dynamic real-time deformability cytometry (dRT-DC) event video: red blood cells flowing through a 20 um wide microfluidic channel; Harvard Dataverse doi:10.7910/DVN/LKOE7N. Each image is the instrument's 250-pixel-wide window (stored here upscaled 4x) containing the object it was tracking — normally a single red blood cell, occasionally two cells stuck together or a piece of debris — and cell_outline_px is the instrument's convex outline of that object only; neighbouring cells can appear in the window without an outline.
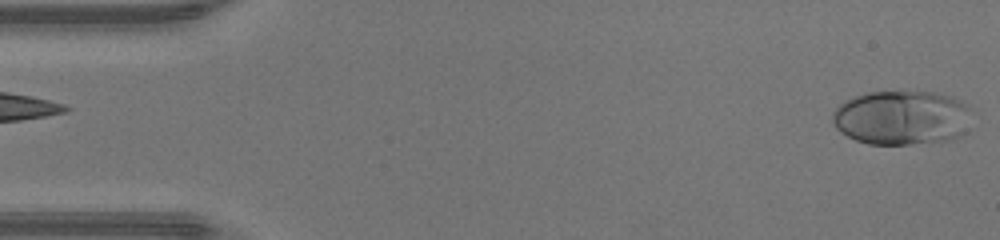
{"species": "human", "species_latin": "Homo sapiens", "temperature_condition": "warm", "stored_images_in_passage": 46, "camera_frame_rate_fps": 3000, "um_per_image_px": 0.085, "donor": {"sex": "male"}, "frame": {"image": 1, "passage_image": 1, "time_ms": 0.0, "image_size_px": [1000, 240], "cell_outline_px": [[968, 132], [952, 140], [908, 144], [868, 144], [856, 140], [840, 132], [836, 128], [832, 120], [832, 116], [836, 108], [844, 100], [868, 92], [900, 88], [932, 92], [952, 96], [968, 104]], "centroid_in_image_um": [76.66, 9.96], "position_along_channel_um": 8.3, "area_um2": 45.2}}
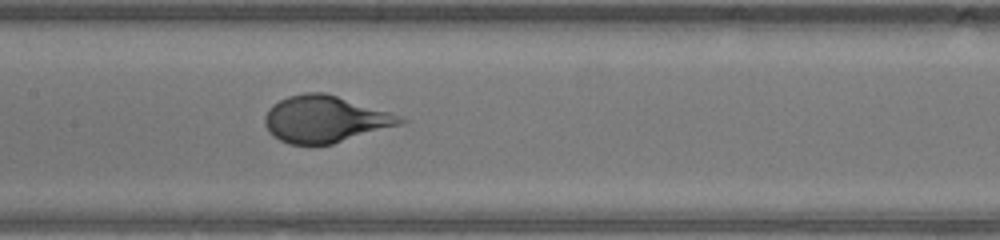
{"frame": {"image": 2, "passage_image": 22, "time_ms": 7.0, "image_size_px": [1000, 240], "cell_outline_px": [[408, 120], [404, 124], [332, 144], [288, 144], [280, 140], [268, 132], [264, 124], [264, 116], [268, 108], [272, 104], [288, 96], [304, 92], [324, 92], [388, 112], [400, 116]], "centroid_in_image_um": [27.6, 10.13], "position_along_channel_um": 179.8, "area_um2": 36.82}}
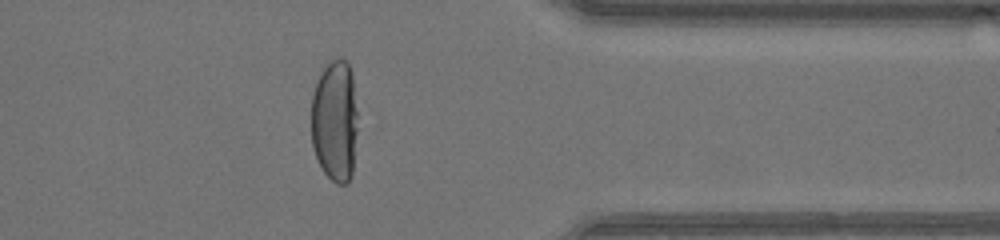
{"frame": {"image": 3, "passage_image": 37, "time_ms": 12.0, "image_size_px": [1000, 240], "cell_outline_px": [[356, 132], [352, 176], [348, 184], [336, 184], [324, 172], [316, 156], [312, 144], [312, 96], [316, 84], [324, 68], [336, 56], [340, 56], [348, 60], [352, 76], [356, 112]], "centroid_in_image_um": [28.47, 10.27], "position_along_channel_um": 382.9, "area_um2": 32.83}}